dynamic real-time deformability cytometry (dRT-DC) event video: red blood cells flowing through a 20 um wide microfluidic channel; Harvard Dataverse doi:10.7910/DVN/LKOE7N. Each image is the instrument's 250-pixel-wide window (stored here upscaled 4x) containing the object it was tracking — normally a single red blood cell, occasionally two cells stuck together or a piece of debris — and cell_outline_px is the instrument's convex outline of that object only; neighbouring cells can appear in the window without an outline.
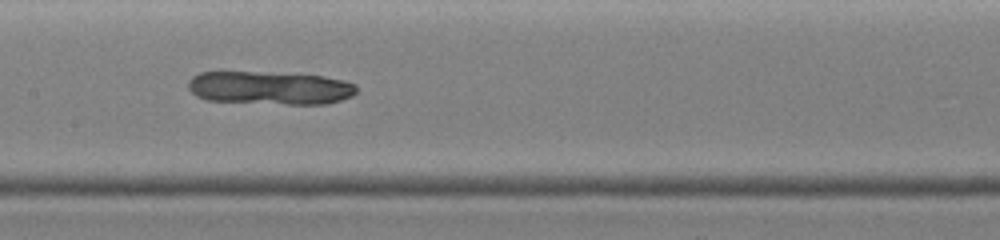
{"species": "common noctule bat (a hibernating species)", "species_latin": "Nyctalus noctula", "temperature_condition": "warm", "stored_images_in_passage": 21, "camera_frame_rate_fps": 3000, "um_per_image_px": 0.085, "animal": {"sex": "female", "body_mass_g": 19.0, "forearm_length_mm": 51.5}, "frame": {"image": 1, "passage_image": 10, "time_ms": 4.0, "image_size_px": [1000, 240], "cell_outline_px": [[356, 92], [352, 96], [328, 104], [288, 104], [204, 100], [196, 96], [188, 88], [188, 80], [192, 76], [200, 72], [256, 72], [324, 76], [344, 80], [356, 84]], "centroid_in_image_um": [22.93, 7.47], "position_along_channel_um": 184.5, "area_um2": 32.6}}